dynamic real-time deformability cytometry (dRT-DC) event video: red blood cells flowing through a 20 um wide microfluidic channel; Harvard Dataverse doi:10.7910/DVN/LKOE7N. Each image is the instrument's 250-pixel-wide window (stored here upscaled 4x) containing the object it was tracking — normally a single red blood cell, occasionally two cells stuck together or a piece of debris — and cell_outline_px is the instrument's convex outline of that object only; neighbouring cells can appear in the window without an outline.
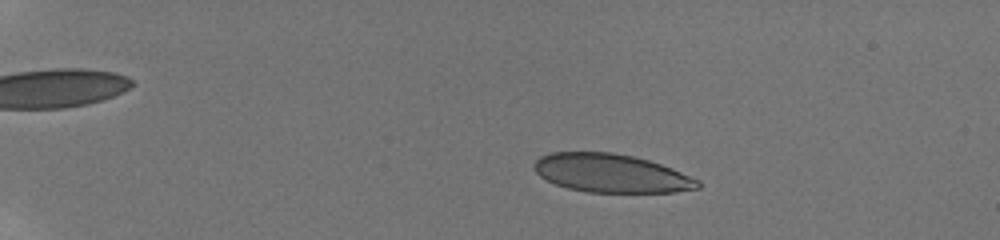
{"species": "human", "species_latin": "Homo sapiens", "temperature_condition": "room temperature", "stored_images_in_passage": 19, "camera_frame_rate_fps": 3000, "um_per_image_px": 0.085, "donor": {"sex": "male"}, "frame": {"image": 1, "passage_image": 7, "time_ms": 2.0, "image_size_px": [1000, 240], "cell_outline_px": [[700, 188], [672, 192], [588, 192], [568, 188], [556, 184], [540, 176], [532, 168], [536, 160], [540, 156], [552, 152], [612, 152], [632, 156], [648, 160], [672, 168], [700, 180]], "centroid_in_image_um": [51.95, 14.72], "position_along_channel_um": 33.1, "area_um2": 36.59}}
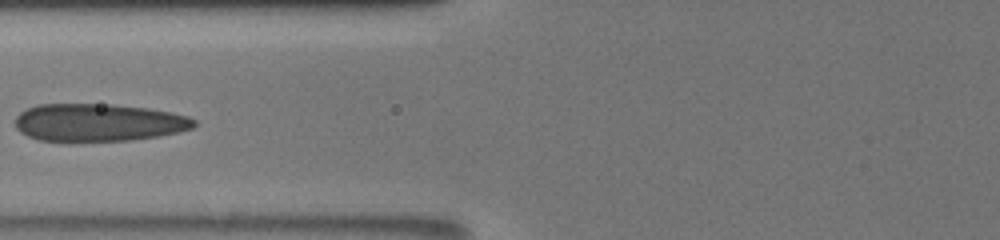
{"frame": {"image": 2, "passage_image": 15, "time_ms": 4.667, "image_size_px": [1000, 240], "cell_outline_px": [[196, 124], [192, 128], [180, 132], [160, 136], [128, 140], [36, 140], [20, 132], [16, 128], [16, 116], [20, 112], [36, 104], [112, 104], [148, 108], [172, 112], [188, 116], [196, 120]], "centroid_in_image_um": [8.39, 10.4], "position_along_channel_um": 117.4, "area_um2": 39.19}}
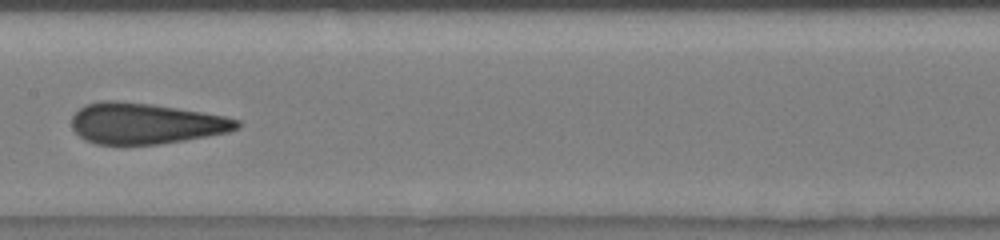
{"frame": {"image": 3, "passage_image": 18, "time_ms": 5.667, "image_size_px": [1000, 240], "cell_outline_px": [[240, 128], [228, 132], [208, 136], [160, 144], [96, 144], [84, 140], [72, 128], [72, 116], [84, 104], [100, 100], [120, 100], [152, 104], [224, 116], [240, 120]], "centroid_in_image_um": [12.34, 10.49], "position_along_channel_um": 195.1, "area_um2": 39.48}}